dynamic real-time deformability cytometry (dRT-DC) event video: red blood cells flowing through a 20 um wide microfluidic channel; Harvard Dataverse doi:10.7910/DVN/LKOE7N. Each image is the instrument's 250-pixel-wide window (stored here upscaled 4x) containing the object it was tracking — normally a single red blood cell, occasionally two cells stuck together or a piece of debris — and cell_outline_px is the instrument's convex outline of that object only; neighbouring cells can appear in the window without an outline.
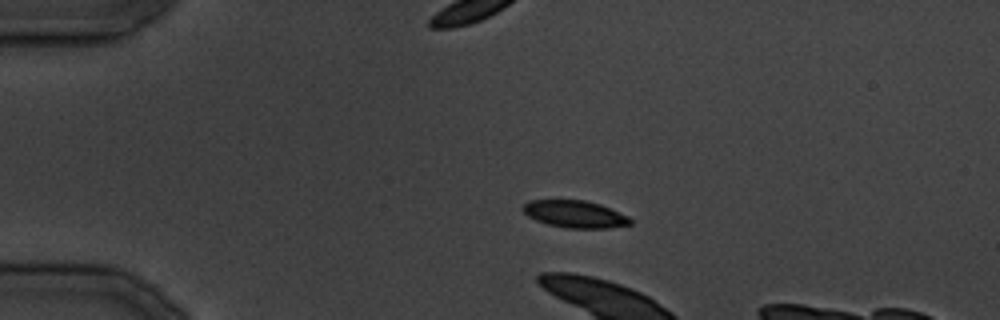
{"species": "common noctule bat (a hibernating species)", "species_latin": "Nyctalus noctula", "temperature_condition": "cold", "stored_images_in_passage": 14, "camera_frame_rate_fps": 3000, "um_per_image_px": 0.085, "animal": {"sex": "male", "body_mass_g": 19.5, "forearm_length_mm": 54.6}, "frame": {"image": 1, "passage_image": 3, "time_ms": 3.333, "image_size_px": [1000, 320], "cell_outline_px": [[632, 224], [608, 228], [564, 228], [548, 224], [536, 220], [528, 216], [520, 208], [528, 200], [584, 200], [600, 204], [628, 216], [632, 220]], "centroid_in_image_um": [48.85, 18.2], "position_along_channel_um": 36.1, "area_um2": 17.05}}